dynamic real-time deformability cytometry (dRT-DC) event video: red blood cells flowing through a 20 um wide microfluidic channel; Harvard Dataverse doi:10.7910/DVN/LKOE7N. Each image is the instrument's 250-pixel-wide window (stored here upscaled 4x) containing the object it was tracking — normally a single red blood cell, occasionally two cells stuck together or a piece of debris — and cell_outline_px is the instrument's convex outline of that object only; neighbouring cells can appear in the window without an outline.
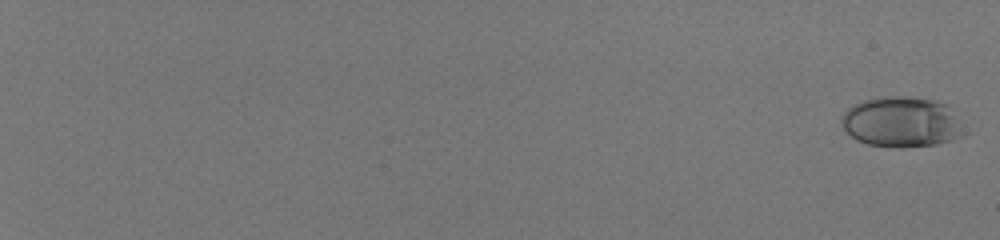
{"species": "human", "species_latin": "Homo sapiens", "temperature_condition": "room temperature", "stored_images_in_passage": 57, "camera_frame_rate_fps": 3000, "um_per_image_px": 0.085, "donor": {"sex": "male"}, "frame": {"image": 1, "passage_image": 1, "time_ms": 0.0, "image_size_px": [1000, 240], "cell_outline_px": [[972, 132], [964, 136], [952, 140], [936, 144], [900, 148], [892, 148], [868, 144], [856, 140], [840, 124], [840, 116], [848, 108], [864, 100], [884, 96], [900, 96], [936, 100], [952, 104]], "centroid_in_image_um": [76.8, 10.37], "position_along_channel_um": 8.2, "area_um2": 37.45}}
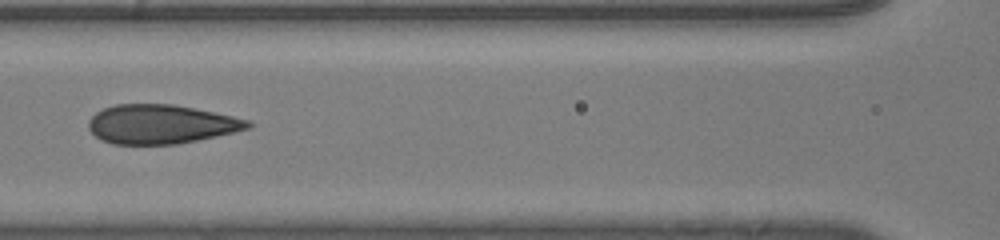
{"frame": {"image": 2, "passage_image": 33, "time_ms": 10.667, "image_size_px": [1000, 240], "cell_outline_px": [[256, 124], [248, 128], [216, 136], [176, 144], [112, 144], [100, 140], [88, 128], [88, 120], [96, 112], [104, 108], [116, 104], [172, 104], [232, 116], [248, 120]], "centroid_in_image_um": [13.64, 10.56], "position_along_channel_um": 153.0, "area_um2": 36.07}}
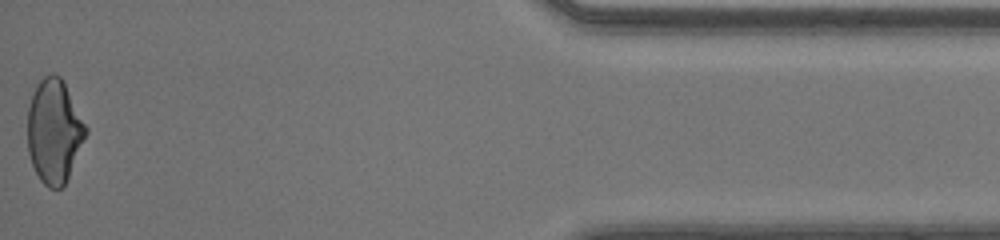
{"frame": {"image": 3, "passage_image": 57, "time_ms": 18.667, "image_size_px": [1000, 240], "cell_outline_px": [[88, 132], [68, 176], [64, 184], [60, 188], [48, 188], [40, 180], [32, 164], [28, 152], [28, 108], [36, 84], [44, 76], [52, 72], [60, 76], [88, 128]], "centroid_in_image_um": [4.6, 11.14], "position_along_channel_um": 430.6, "area_um2": 34.91}}